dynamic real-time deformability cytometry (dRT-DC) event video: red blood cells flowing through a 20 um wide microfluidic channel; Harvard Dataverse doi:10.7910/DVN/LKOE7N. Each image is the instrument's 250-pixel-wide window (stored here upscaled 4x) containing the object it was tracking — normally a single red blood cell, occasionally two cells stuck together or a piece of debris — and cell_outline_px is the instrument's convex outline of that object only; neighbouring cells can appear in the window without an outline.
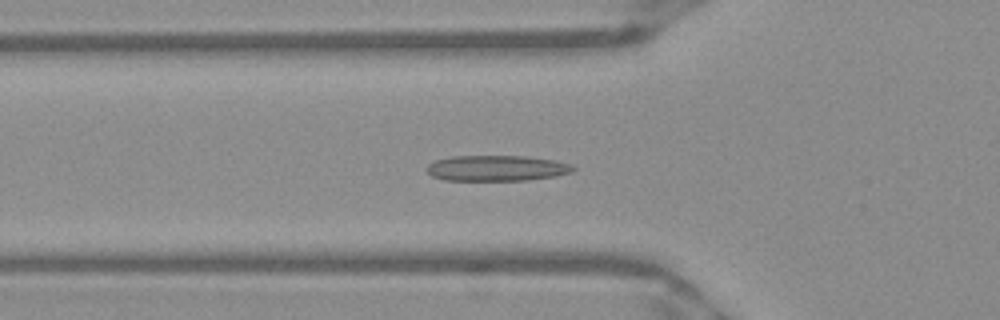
{"species": "Egyptian fruit bat (a non-hibernating species)", "species_latin": "Rousettus aegyptiacus", "temperature_condition": "warm", "stored_images_in_passage": 53, "camera_frame_rate_fps": 3000, "um_per_image_px": 0.085, "frame": {"image": 1, "passage_image": 18, "time_ms": 5.667, "image_size_px": [1000, 320], "cell_outline_px": [[576, 168], [572, 172], [556, 176], [528, 180], [444, 180], [432, 176], [424, 168], [428, 164], [436, 160], [452, 156], [528, 156], [556, 160], [572, 164]], "centroid_in_image_um": [42.24, 14.29], "position_along_channel_um": 83.6, "area_um2": 22.08}}
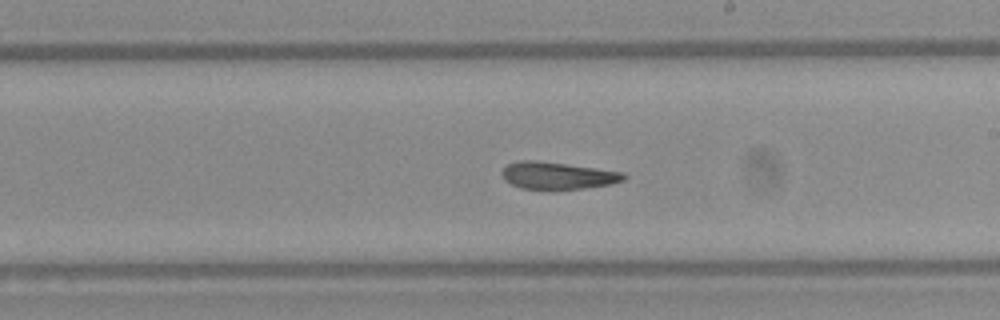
{"frame": {"image": 2, "passage_image": 30, "time_ms": 9.667, "image_size_px": [1000, 320], "cell_outline_px": [[628, 176], [624, 180], [612, 184], [584, 188], [520, 188], [504, 180], [500, 172], [508, 164], [520, 160], [536, 160], [596, 168], [624, 172]], "centroid_in_image_um": [47.41, 14.91], "position_along_channel_um": 241.6, "area_um2": 19.07}}
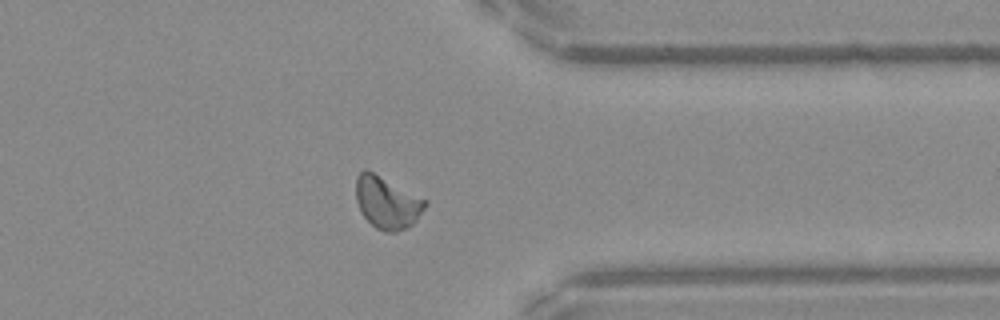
{"frame": {"image": 3, "passage_image": 41, "time_ms": 13.333, "image_size_px": [1000, 320], "cell_outline_px": [[428, 204], [416, 220], [408, 228], [396, 232], [384, 232], [376, 228], [360, 212], [356, 200], [356, 176], [364, 168], [428, 200]], "centroid_in_image_um": [32.9, 17.23], "position_along_channel_um": 378.5, "area_um2": 21.04}, "authors_computed_cell_mechanics": {"area_um2": 20.4034, "velocity_mm_per_s": 3.9333, "shape_relaxation_time_tau1_ms": null, "shape_relaxation_time_tau2_ms": 2.3799, "deformation_change_tau1": null, "deformation_change_tau2": 0.0964}}